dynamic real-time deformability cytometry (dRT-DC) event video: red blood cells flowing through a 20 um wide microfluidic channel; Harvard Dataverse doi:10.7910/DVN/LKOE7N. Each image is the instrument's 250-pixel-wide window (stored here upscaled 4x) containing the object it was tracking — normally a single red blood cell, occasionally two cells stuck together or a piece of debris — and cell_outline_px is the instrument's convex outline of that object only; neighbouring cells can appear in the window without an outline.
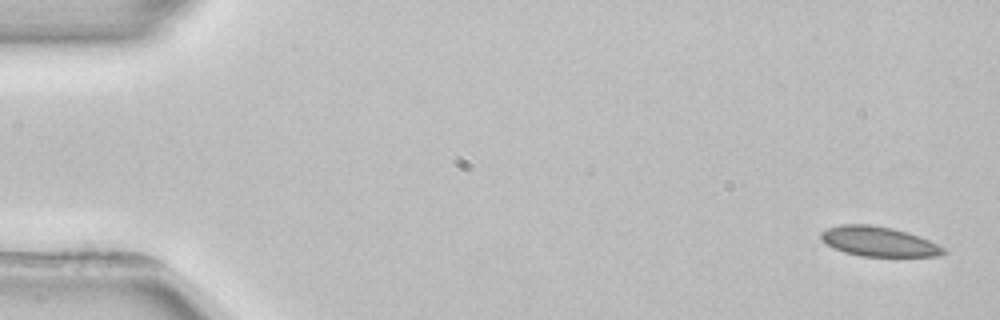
{"species": "common noctule bat (a hibernating species)", "species_latin": "Nyctalus noctula", "temperature_condition": "room temperature", "stored_images_in_passage": 3, "camera_frame_rate_fps": 3000, "um_per_image_px": 0.085, "animal": {"sex": "female", "body_mass_g": 22.7, "forearm_length_mm": 54.2}, "frame": {"image": 1, "passage_image": 1, "time_ms": 0.0, "image_size_px": [1000, 320], "cell_outline_px": [[948, 252], [940, 256], [860, 256], [844, 252], [832, 248], [820, 240], [820, 232], [828, 228], [840, 224], [868, 224], [892, 228], [908, 232], [920, 236], [944, 248]], "centroid_in_image_um": [74.65, 20.53], "position_along_channel_um": 10.3, "area_um2": 21.39}}